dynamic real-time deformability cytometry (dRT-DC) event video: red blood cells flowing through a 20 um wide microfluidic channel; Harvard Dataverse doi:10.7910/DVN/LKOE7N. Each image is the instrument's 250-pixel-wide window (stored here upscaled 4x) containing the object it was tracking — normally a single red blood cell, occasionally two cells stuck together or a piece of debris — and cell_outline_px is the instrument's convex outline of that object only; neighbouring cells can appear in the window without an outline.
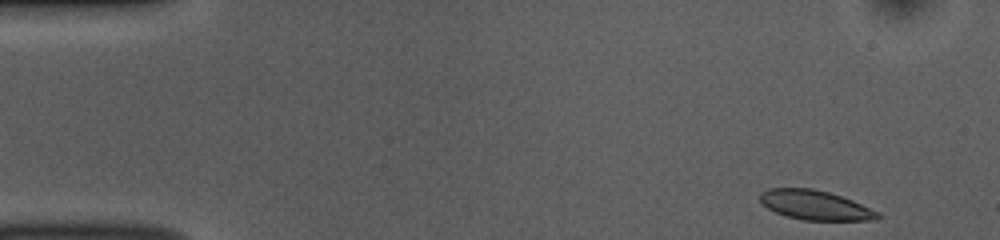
{"species": "common noctule bat (a hibernating species)", "species_latin": "Nyctalus noctula", "temperature_condition": "room temperature", "stored_images_in_passage": 48, "camera_frame_rate_fps": 3000, "um_per_image_px": 0.085, "animal": {"sex": "female", "body_mass_g": 10.0, "forearm_length_mm": 53.1}, "frame": {"image": 1, "passage_image": 1, "time_ms": 0.0, "image_size_px": [1000, 240], "cell_outline_px": [[880, 216], [876, 220], [804, 220], [784, 216], [768, 208], [760, 200], [760, 192], [768, 188], [812, 188], [828, 192], [852, 200], [880, 212]], "centroid_in_image_um": [69.28, 17.43], "position_along_channel_um": 15.7, "area_um2": 20.17}}
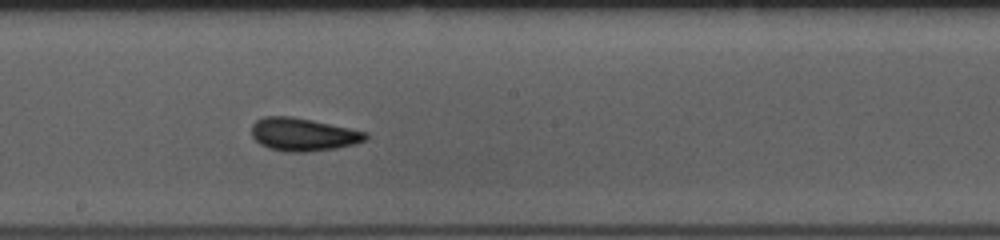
{"frame": {"image": 2, "passage_image": 25, "time_ms": 8.0, "image_size_px": [1000, 240], "cell_outline_px": [[368, 140], [356, 144], [336, 148], [308, 152], [284, 152], [268, 148], [260, 144], [252, 136], [252, 124], [256, 120], [264, 116], [292, 116], [312, 120], [368, 132]], "centroid_in_image_um": [25.78, 11.43], "position_along_channel_um": 222.4, "area_um2": 22.14}}
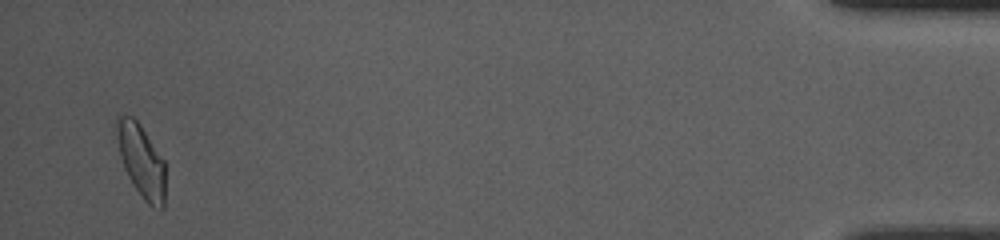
{"frame": {"image": 3, "passage_image": 47, "time_ms": 15.333, "image_size_px": [1000, 240], "cell_outline_px": [[164, 208], [160, 212], [152, 208], [144, 200], [132, 184], [124, 168], [120, 156], [116, 132], [116, 116], [132, 116], [140, 124], [164, 160]], "centroid_in_image_um": [12.01, 13.71], "position_along_channel_um": 423.2, "area_um2": 20.69}, "authors_computed_cell_mechanics": {"area_um2": 20.9236, "velocity_mm_per_s": 3.8463, "shape_relaxation_time_tau1_ms": 3.8092, "shape_relaxation_time_tau2_ms": 1.4514, "deformation_change_tau1": 0.1143, "deformation_change_tau2": 0.0618}}